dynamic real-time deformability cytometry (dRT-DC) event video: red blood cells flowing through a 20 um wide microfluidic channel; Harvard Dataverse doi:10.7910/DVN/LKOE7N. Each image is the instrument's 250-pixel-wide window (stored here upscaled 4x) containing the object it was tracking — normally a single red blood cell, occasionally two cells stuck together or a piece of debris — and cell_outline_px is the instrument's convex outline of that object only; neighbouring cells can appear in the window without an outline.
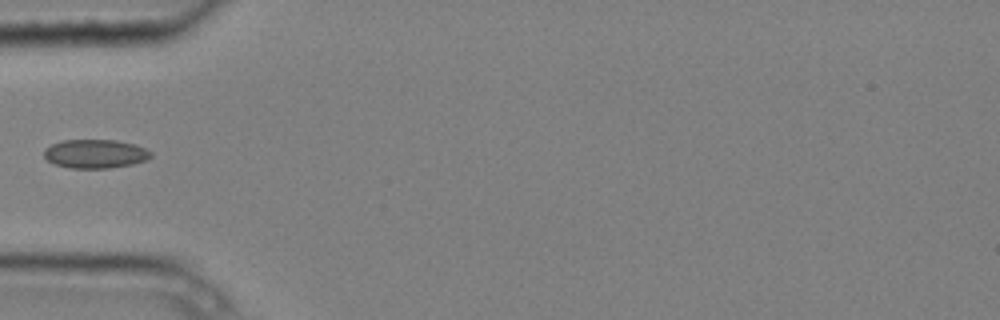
{"species": "common noctule bat (a hibernating species)", "species_latin": "Nyctalus noctula", "temperature_condition": "cold", "stored_images_in_passage": 1, "camera_frame_rate_fps": 3000, "um_per_image_px": 0.085, "animal": {"sex": "male", "body_mass_g": 20.4}, "frame": {"image": 1, "passage_image": 1, "time_ms": 0.0, "image_size_px": [1000, 320], "cell_outline_px": [[152, 156], [144, 160], [132, 164], [108, 168], [68, 168], [56, 164], [48, 160], [44, 156], [44, 148], [60, 140], [116, 140], [136, 144], [152, 152]], "centroid_in_image_um": [8.08, 13.06], "position_along_channel_um": 76.9, "area_um2": 17.92}}